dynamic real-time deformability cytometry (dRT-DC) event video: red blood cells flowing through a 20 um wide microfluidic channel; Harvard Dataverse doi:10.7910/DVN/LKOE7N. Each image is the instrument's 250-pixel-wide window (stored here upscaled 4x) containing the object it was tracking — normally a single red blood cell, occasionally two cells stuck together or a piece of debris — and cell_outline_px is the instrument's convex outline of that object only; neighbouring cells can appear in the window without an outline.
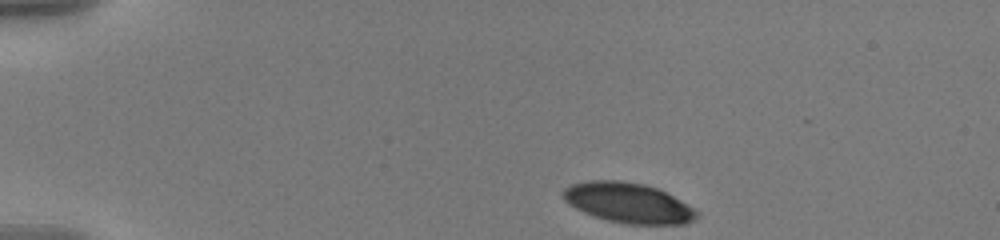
{"species": "human", "species_latin": "Homo sapiens", "temperature_condition": "warm", "stored_images_in_passage": 48, "camera_frame_rate_fps": 3000, "um_per_image_px": 0.085, "donor": {"sex": "male"}, "frame": {"image": 1, "passage_image": 1, "time_ms": 0.0, "image_size_px": [1000, 240], "cell_outline_px": [[700, 216], [696, 220], [688, 224], [628, 224], [608, 220], [592, 216], [568, 204], [564, 200], [560, 192], [564, 188], [572, 184], [588, 180], [620, 180], [644, 184], [656, 188], [680, 200], [700, 212]], "centroid_in_image_um": [53.4, 17.25], "position_along_channel_um": 31.6, "area_um2": 31.44}}
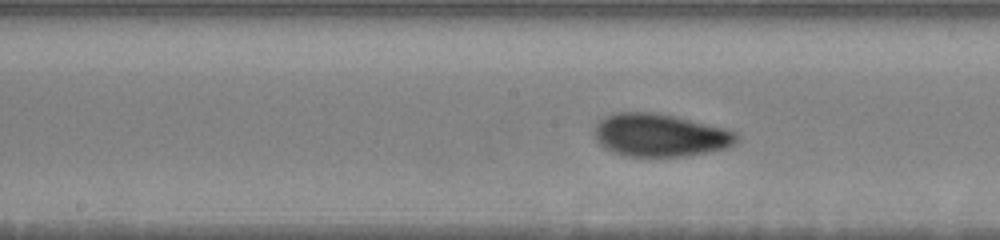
{"frame": {"image": 2, "passage_image": 21, "time_ms": 6.667, "image_size_px": [1000, 240], "cell_outline_px": [[740, 140], [736, 144], [728, 148], [708, 152], [684, 156], [624, 156], [612, 152], [604, 148], [596, 140], [596, 124], [604, 116], [616, 112], [656, 112], [676, 116], [724, 128], [736, 132], [740, 136]], "centroid_in_image_um": [56.14, 11.49], "position_along_channel_um": 192.1, "area_um2": 35.78}}
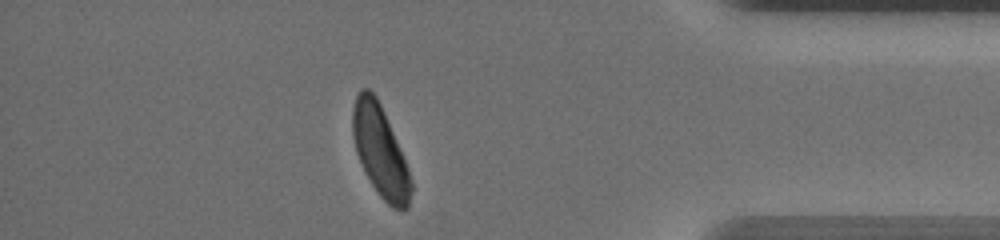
{"frame": {"image": 3, "passage_image": 41, "time_ms": 13.333, "image_size_px": [1000, 240], "cell_outline_px": [[412, 192], [408, 208], [404, 212], [400, 212], [392, 208], [380, 196], [364, 172], [356, 152], [352, 136], [352, 108], [356, 96], [360, 88], [368, 88], [376, 96], [384, 112], [400, 148], [408, 168], [412, 180]], "centroid_in_image_um": [32.32, 12.88], "position_along_channel_um": 402.9, "area_um2": 31.21}, "authors_computed_cell_mechanics": {"area_um2": 33.3506, "velocity_mm_per_s": 3.5585, "shape_relaxation_time_tau1_ms": 4.0297, "shape_relaxation_time_tau2_ms": 2.9886, "deformation_change_tau1": 0.1631, "deformation_change_tau2": 0.0771}}